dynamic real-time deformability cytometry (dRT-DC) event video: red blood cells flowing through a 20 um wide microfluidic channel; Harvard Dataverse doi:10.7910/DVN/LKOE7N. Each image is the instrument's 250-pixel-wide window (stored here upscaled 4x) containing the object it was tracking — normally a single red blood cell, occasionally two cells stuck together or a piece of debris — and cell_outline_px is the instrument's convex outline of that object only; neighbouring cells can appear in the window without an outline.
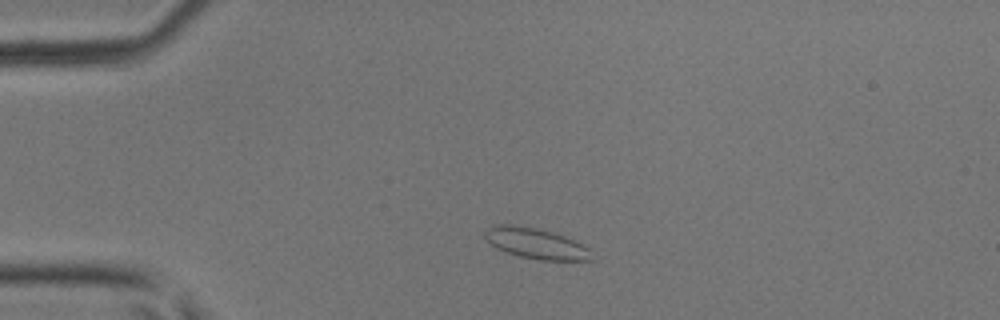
{"species": "common noctule bat (a hibernating species)", "species_latin": "Nyctalus noctula", "temperature_condition": "room temperature", "stored_images_in_passage": 3, "camera_frame_rate_fps": 3000, "um_per_image_px": 0.085, "animal": {"sex": "male", "body_mass_g": 17.9, "forearm_length_mm": 54.2}, "frame": {"image": 1, "passage_image": 2, "time_ms": 1.333, "image_size_px": [1000, 320], "cell_outline_px": [[596, 260], [540, 260], [520, 256], [496, 248], [484, 236], [484, 232], [488, 228], [496, 224], [516, 224], [536, 228], [552, 232], [564, 236], [588, 248]], "centroid_in_image_um": [45.55, 20.68], "position_along_channel_um": 39.5, "area_um2": 18.9}}